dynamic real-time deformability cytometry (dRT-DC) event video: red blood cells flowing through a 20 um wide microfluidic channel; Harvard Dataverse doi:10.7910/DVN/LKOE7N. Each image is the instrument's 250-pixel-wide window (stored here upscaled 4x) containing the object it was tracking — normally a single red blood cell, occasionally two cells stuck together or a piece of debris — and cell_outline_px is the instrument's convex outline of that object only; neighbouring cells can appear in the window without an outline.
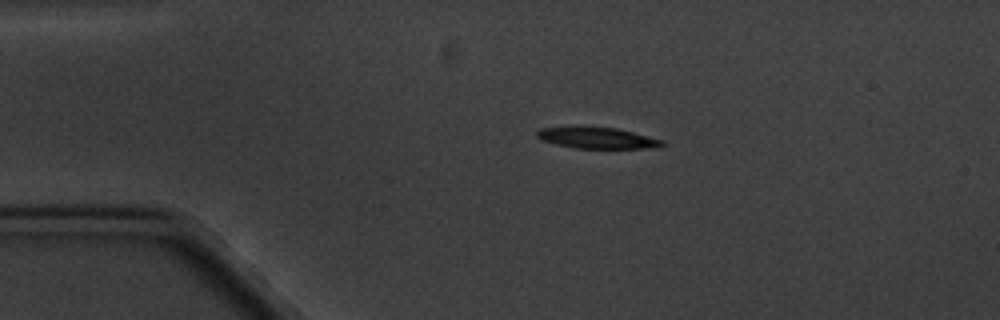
{"species": "common noctule bat (a hibernating species)", "species_latin": "Nyctalus noctula", "temperature_condition": "cold", "stored_images_in_passage": 8, "camera_frame_rate_fps": 3000, "um_per_image_px": 0.085, "animal": {"sex": "male", "body_mass_g": 20.1, "forearm_length_mm": 53.5}, "frame": {"image": 1, "passage_image": 3, "time_ms": 2.333, "image_size_px": [1000, 320], "cell_outline_px": [[664, 144], [660, 148], [572, 148], [540, 140], [536, 136], [536, 132], [540, 128], [568, 124], [588, 124], [616, 128], [664, 140]], "centroid_in_image_um": [50.66, 11.67], "position_along_channel_um": 34.3, "area_um2": 16.47}}
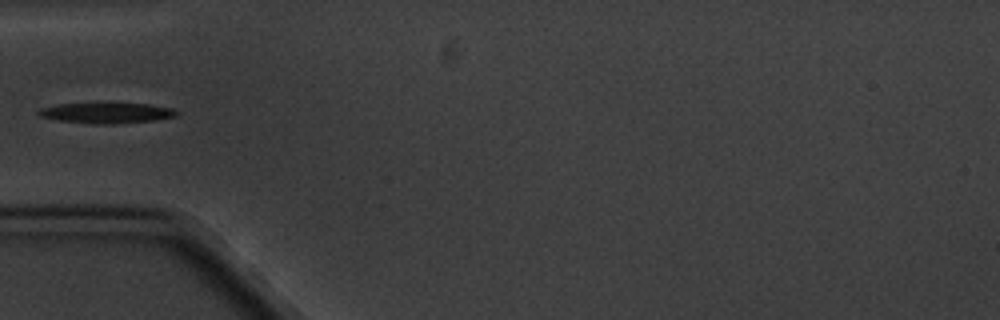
{"frame": {"image": 2, "passage_image": 5, "time_ms": 4.667, "image_size_px": [1000, 320], "cell_outline_px": [[180, 112], [176, 116], [156, 120], [112, 124], [96, 124], [60, 120], [40, 116], [36, 112], [40, 108], [56, 104], [108, 100], [112, 100], [148, 104], [172, 108]], "centroid_in_image_um": [9.07, 9.54], "position_along_channel_um": 75.9, "area_um2": 17.63}}